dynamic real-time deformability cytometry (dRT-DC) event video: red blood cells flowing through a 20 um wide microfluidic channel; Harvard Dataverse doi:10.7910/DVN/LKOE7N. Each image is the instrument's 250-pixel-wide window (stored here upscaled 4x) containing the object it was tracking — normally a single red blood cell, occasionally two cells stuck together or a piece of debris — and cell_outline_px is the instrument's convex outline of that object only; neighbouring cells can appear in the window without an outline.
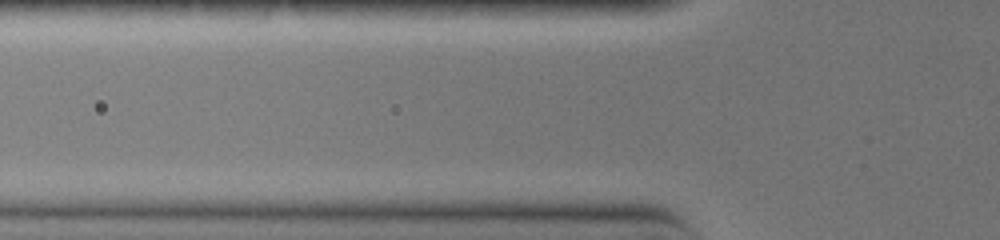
{"species": "common noctule bat (a hibernating species)", "species_latin": "Nyctalus noctula", "temperature_condition": "warm", "stored_images_in_passage": 4, "camera_frame_rate_fps": 3000, "um_per_image_px": 0.085, "animal": {"sex": "female", "body_mass_g": 19.0, "forearm_length_mm": 51.5}, "frame": {"image": 1, "passage_image": 4, "time_ms": 1.0, "image_size_px": [1000, 240], "cell_outline_px": [[624, 164], [612, 168], [452, 168], [436, 160], [492, 156], [560, 152], [612, 156], [620, 160]], "centroid_in_image_um": [45.59, 13.72], "position_along_channel_um": 80.2, "area_um2": 16.3}}